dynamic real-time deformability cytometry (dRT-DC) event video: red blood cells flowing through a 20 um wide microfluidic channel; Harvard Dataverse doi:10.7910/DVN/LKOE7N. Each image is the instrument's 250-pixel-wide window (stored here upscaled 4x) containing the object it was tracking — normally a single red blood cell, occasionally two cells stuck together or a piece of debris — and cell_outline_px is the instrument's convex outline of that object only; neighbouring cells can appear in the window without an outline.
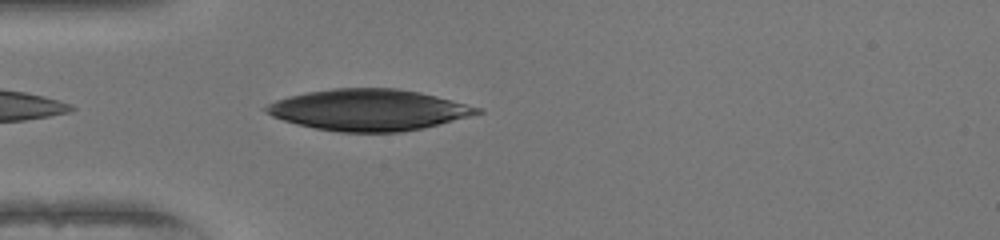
{"species": "human", "species_latin": "Homo sapiens", "temperature_condition": "warm", "stored_images_in_passage": 32, "camera_frame_rate_fps": 3000, "um_per_image_px": 0.085, "donor": {"sex": "female"}, "frame": {"image": 1, "passage_image": 2, "time_ms": 0.333, "image_size_px": [1000, 240], "cell_outline_px": [[484, 112], [440, 124], [424, 128], [400, 132], [340, 132], [316, 128], [284, 120], [272, 116], [264, 112], [260, 108], [276, 100], [288, 96], [308, 92], [332, 88], [396, 88], [420, 92], [436, 96], [480, 108]], "centroid_in_image_um": [31.3, 9.34], "position_along_channel_um": 53.7, "area_um2": 50.58}}
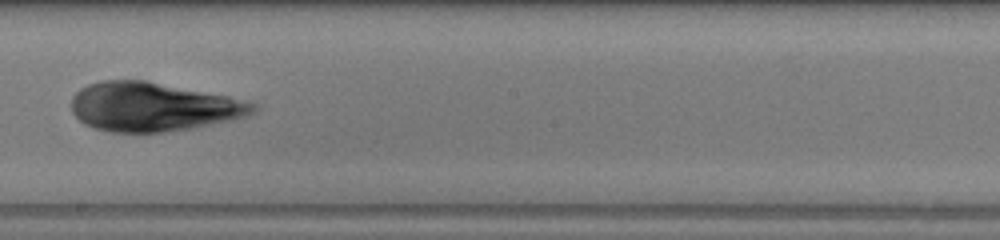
{"frame": {"image": 2, "passage_image": 16, "time_ms": 5.0, "image_size_px": [1000, 240], "cell_outline_px": [[256, 112], [248, 116], [232, 120], [192, 128], [164, 132], [108, 132], [92, 128], [84, 124], [72, 112], [72, 96], [80, 88], [88, 84], [100, 80], [148, 80], [228, 96], [256, 104]], "centroid_in_image_um": [12.99, 9.08], "position_along_channel_um": 235.2, "area_um2": 52.08}}
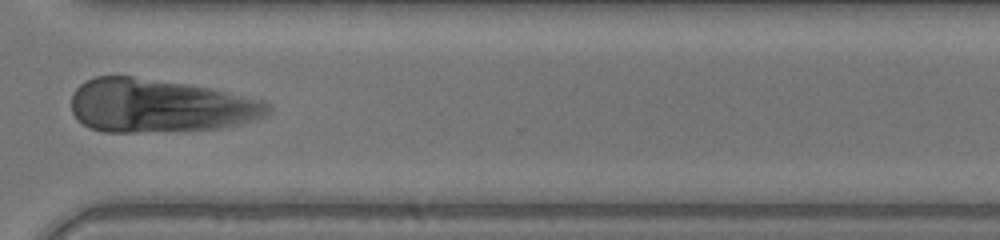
{"frame": {"image": 3, "passage_image": 25, "time_ms": 8.0, "image_size_px": [1000, 240], "cell_outline_px": [[272, 112], [264, 116], [240, 124], [220, 128], [136, 132], [104, 132], [88, 128], [76, 120], [72, 112], [72, 92], [84, 80], [96, 76], [132, 76], [188, 84], [212, 88], [260, 100], [272, 104]], "centroid_in_image_um": [13.52, 8.98], "position_along_channel_um": 357.1, "area_um2": 61.44}}